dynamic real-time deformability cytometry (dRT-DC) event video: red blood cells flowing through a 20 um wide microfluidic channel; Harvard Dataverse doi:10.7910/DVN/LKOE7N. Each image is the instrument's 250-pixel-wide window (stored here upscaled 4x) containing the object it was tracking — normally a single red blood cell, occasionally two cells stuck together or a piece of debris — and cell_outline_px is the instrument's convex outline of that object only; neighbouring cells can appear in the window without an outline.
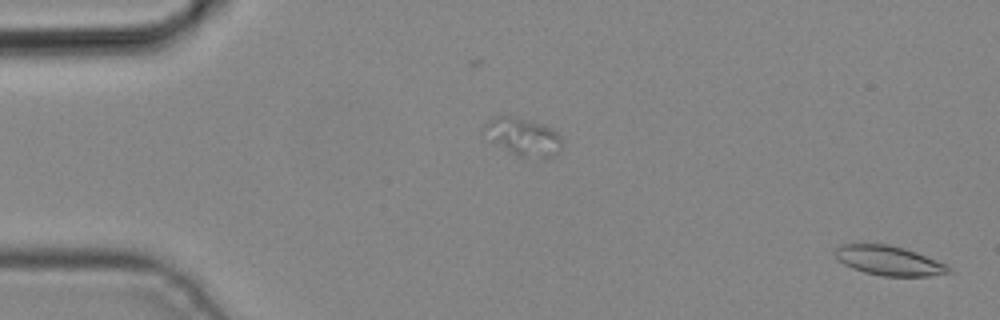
{"species": "common noctule bat (a hibernating species)", "species_latin": "Nyctalus noctula", "temperature_condition": "cold", "stored_images_in_passage": 2, "segment_of_instrument_passage": [2, 2], "camera_frame_rate_fps": 3000, "um_per_image_px": 0.085, "animal": {"sex": "male", "body_mass_g": 19.2, "forearm_length_mm": 51.8}, "frame": {"image": 1, "passage_image": 2, "time_ms": 0.333, "image_size_px": [1000, 320], "cell_outline_px": [[956, 272], [928, 276], [880, 276], [864, 272], [852, 268], [844, 264], [836, 256], [836, 248], [840, 244], [888, 244], [904, 248], [916, 252], [948, 264]], "centroid_in_image_um": [75.64, 22.16], "position_along_channel_um": 9.4, "area_um2": 19.65}}